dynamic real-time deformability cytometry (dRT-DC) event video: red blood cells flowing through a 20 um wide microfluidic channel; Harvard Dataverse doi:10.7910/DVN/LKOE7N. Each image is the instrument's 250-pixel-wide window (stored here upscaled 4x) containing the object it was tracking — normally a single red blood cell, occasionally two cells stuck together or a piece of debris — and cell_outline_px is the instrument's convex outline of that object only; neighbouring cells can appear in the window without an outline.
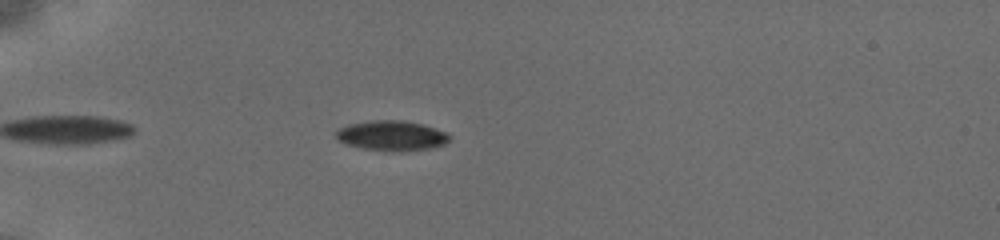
{"species": "common noctule bat (a hibernating species)", "species_latin": "Nyctalus noctula", "temperature_condition": "cold", "stored_images_in_passage": 44, "camera_frame_rate_fps": 3000, "um_per_image_px": 0.085, "animal": {"sex": "female", "body_mass_g": 19.5, "forearm_length_mm": 54.1}, "frame": {"image": 1, "passage_image": 8, "time_ms": 2.667, "image_size_px": [1000, 240], "cell_outline_px": [[452, 136], [444, 144], [432, 148], [400, 152], [388, 152], [364, 148], [348, 144], [340, 140], [336, 136], [336, 132], [340, 128], [348, 124], [372, 120], [404, 120], [424, 124], [448, 132]], "centroid_in_image_um": [33.36, 11.53], "position_along_channel_um": 51.6, "area_um2": 20.06}}
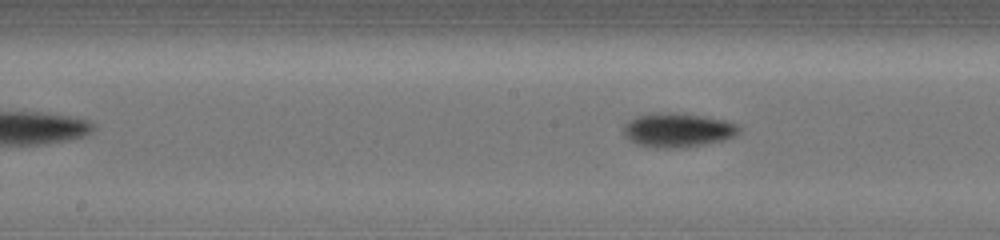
{"frame": {"image": 2, "passage_image": 21, "time_ms": 7.0, "image_size_px": [1000, 240], "cell_outline_px": [[740, 132], [736, 136], [724, 140], [700, 144], [672, 148], [656, 148], [636, 144], [628, 140], [624, 136], [624, 124], [628, 120], [636, 116], [656, 112], [668, 112], [700, 116], [724, 120], [740, 124]], "centroid_in_image_um": [57.58, 11.05], "position_along_channel_um": 190.6, "area_um2": 22.95}}
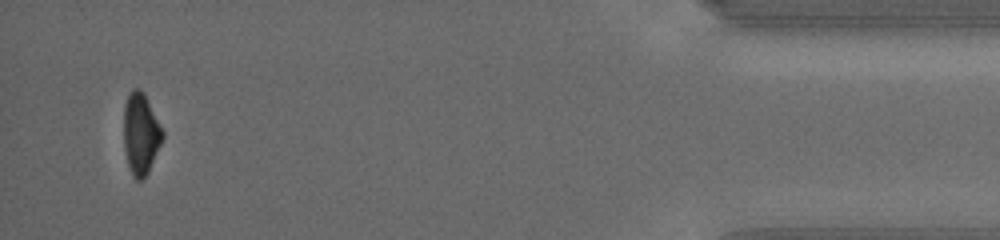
{"frame": {"image": 3, "passage_image": 43, "time_ms": 14.667, "image_size_px": [1000, 240], "cell_outline_px": [[164, 136], [148, 172], [140, 180], [136, 180], [132, 176], [128, 164], [124, 148], [124, 104], [132, 88], [140, 88], [144, 92], [164, 132]], "centroid_in_image_um": [11.96, 11.34], "position_along_channel_um": 423.2, "area_um2": 18.32}, "authors_computed_cell_mechanics": {"area_um2": 20.4901, "velocity_mm_per_s": 3.8541, "shape_relaxation_time_tau1_ms": 2.8195, "shape_relaxation_time_tau2_ms": 2.9366, "deformation_change_tau1": 0.1328, "deformation_change_tau2": 0.0526}}